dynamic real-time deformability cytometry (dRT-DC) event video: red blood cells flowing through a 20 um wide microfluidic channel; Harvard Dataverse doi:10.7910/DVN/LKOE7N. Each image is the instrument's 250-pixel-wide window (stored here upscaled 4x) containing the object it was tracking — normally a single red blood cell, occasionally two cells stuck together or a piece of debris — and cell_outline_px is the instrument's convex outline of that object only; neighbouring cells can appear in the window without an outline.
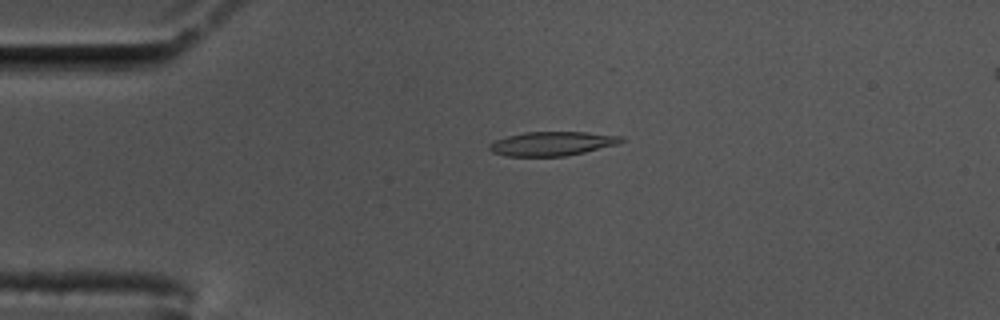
{"species": "common noctule bat (a hibernating species)", "species_latin": "Nyctalus noctula", "temperature_condition": "cold", "stored_images_in_passage": 53, "camera_frame_rate_fps": 3000, "um_per_image_px": 0.085, "animal": {"sex": "male", "body_mass_g": 17.5, "forearm_length_mm": 52.3}, "frame": {"image": 1, "passage_image": 8, "time_ms": 2.333, "image_size_px": [1000, 320], "cell_outline_px": [[624, 140], [616, 144], [568, 156], [504, 156], [492, 152], [488, 148], [488, 144], [496, 140], [508, 136], [524, 132], [588, 132], [624, 136]], "centroid_in_image_um": [46.91, 12.21], "position_along_channel_um": 38.1, "area_um2": 18.5}}
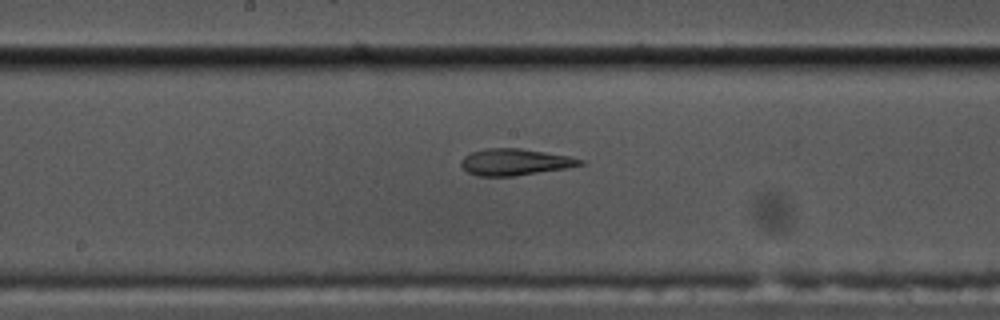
{"frame": {"image": 2, "passage_image": 25, "time_ms": 8.0, "image_size_px": [1000, 320], "cell_outline_px": [[584, 164], [568, 168], [516, 176], [476, 176], [468, 172], [460, 164], [460, 160], [464, 156], [472, 152], [488, 148], [520, 148], [568, 156], [584, 160]], "centroid_in_image_um": [43.77, 13.78], "position_along_channel_um": 204.4, "area_um2": 18.44}}
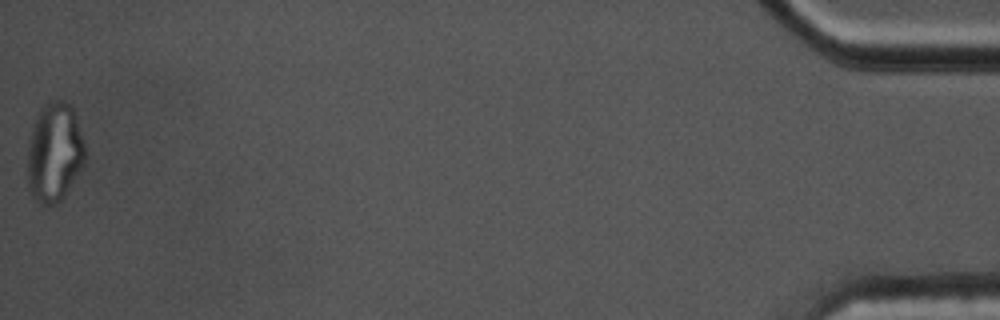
{"frame": {"image": 3, "passage_image": 53, "time_ms": 17.333, "image_size_px": [1000, 320], "cell_outline_px": [[88, 156], [84, 164], [64, 196], [60, 200], [52, 204], [40, 204], [28, 192], [28, 148], [32, 128], [40, 108], [44, 104], [52, 100], [64, 100], [72, 108], [84, 140]], "centroid_in_image_um": [4.64, 12.95], "position_along_channel_um": 430.6, "area_um2": 33.41}, "authors_computed_cell_mechanics": {"area_um2": 18.8428, "velocity_mm_per_s": 3.4734, "shape_relaxation_time_tau1_ms": null, "shape_relaxation_time_tau2_ms": 2.1792, "deformation_change_tau1": null, "deformation_change_tau2": 0.1205}}